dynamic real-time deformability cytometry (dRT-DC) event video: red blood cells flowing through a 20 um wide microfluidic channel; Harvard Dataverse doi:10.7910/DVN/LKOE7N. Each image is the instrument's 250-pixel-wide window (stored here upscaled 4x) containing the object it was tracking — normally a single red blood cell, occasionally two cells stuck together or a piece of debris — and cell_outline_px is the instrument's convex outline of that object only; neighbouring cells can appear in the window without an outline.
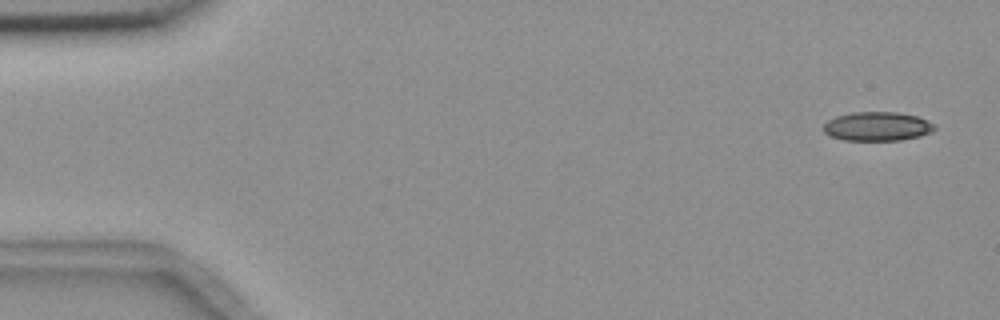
{"species": "common noctule bat (a hibernating species)", "species_latin": "Nyctalus noctula", "temperature_condition": "room temperature", "stored_images_in_passage": 4, "camera_frame_rate_fps": 3000, "um_per_image_px": 0.085, "animal": {"sex": "female", "body_mass_g": 18.4}, "frame": {"image": 1, "passage_image": 1, "time_ms": 0.0, "image_size_px": [1000, 320], "cell_outline_px": [[936, 128], [932, 132], [920, 136], [900, 140], [844, 140], [832, 136], [824, 132], [824, 124], [828, 120], [836, 116], [852, 112], [896, 112], [916, 116], [936, 124]], "centroid_in_image_um": [74.59, 10.74], "position_along_channel_um": 10.4, "area_um2": 18.73}}